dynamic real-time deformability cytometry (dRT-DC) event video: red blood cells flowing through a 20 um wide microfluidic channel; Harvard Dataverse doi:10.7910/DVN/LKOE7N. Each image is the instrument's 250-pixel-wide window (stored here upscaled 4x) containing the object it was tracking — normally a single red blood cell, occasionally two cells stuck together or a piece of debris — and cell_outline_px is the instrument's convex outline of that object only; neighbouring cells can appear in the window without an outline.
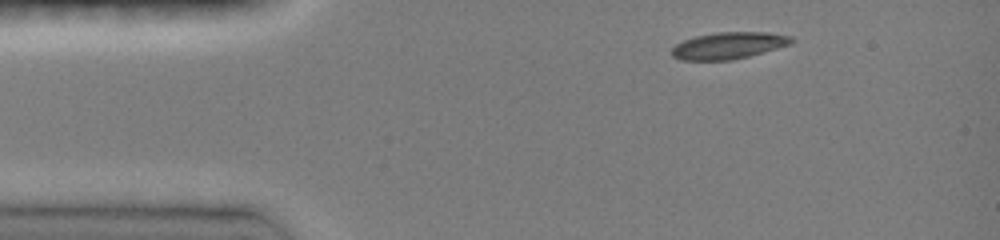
{"species": "common noctule bat (a hibernating species)", "species_latin": "Nyctalus noctula", "temperature_condition": "room temperature", "stored_images_in_passage": 29, "camera_frame_rate_fps": 3000, "um_per_image_px": 0.085, "animal": {"sex": "female", "body_mass_g": 19.0, "forearm_length_mm": 51.5}, "frame": {"image": 1, "passage_image": 1, "time_ms": 0.0, "image_size_px": [1000, 240], "cell_outline_px": [[796, 40], [792, 44], [748, 56], [732, 60], [680, 60], [672, 56], [672, 48], [676, 44], [684, 40], [696, 36], [716, 32], [768, 32], [792, 36]], "centroid_in_image_um": [61.96, 3.86], "position_along_channel_um": 23.0, "area_um2": 18.73}}
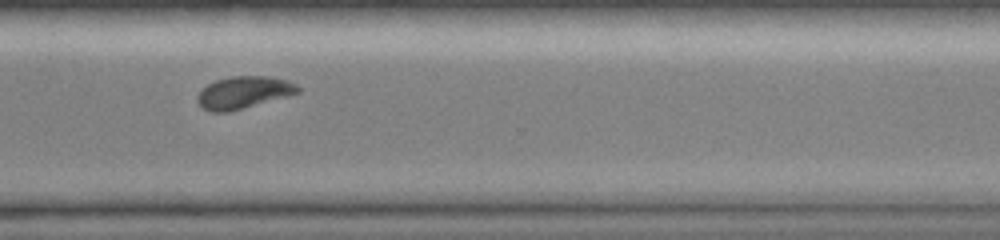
{"frame": {"image": 2, "passage_image": 23, "time_ms": 9.333, "image_size_px": [1000, 240], "cell_outline_px": [[300, 92], [228, 112], [212, 112], [204, 108], [196, 100], [196, 96], [208, 84], [216, 80], [232, 76], [268, 76], [288, 80], [296, 84], [300, 88]], "centroid_in_image_um": [20.7, 7.85], "position_along_channel_um": 349.9, "area_um2": 18.55}}
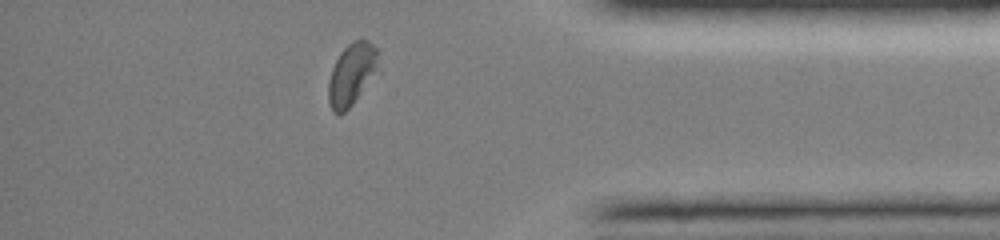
{"frame": {"image": 3, "passage_image": 27, "time_ms": 11.0, "image_size_px": [1000, 240], "cell_outline_px": [[380, 72], [352, 104], [340, 116], [332, 112], [328, 104], [328, 80], [332, 68], [340, 52], [352, 40], [368, 40], [380, 52]], "centroid_in_image_um": [29.94, 6.32], "position_along_channel_um": 405.3, "area_um2": 18.84}, "authors_computed_cell_mechanics": {"area_um2": 19.074, "velocity_mm_per_s": 4.1177, "shape_relaxation_time_tau1_ms": 3.9073, "shape_relaxation_time_tau2_ms": 2.414, "deformation_change_tau1": 0.1562, "deformation_change_tau2": 0.0586}}